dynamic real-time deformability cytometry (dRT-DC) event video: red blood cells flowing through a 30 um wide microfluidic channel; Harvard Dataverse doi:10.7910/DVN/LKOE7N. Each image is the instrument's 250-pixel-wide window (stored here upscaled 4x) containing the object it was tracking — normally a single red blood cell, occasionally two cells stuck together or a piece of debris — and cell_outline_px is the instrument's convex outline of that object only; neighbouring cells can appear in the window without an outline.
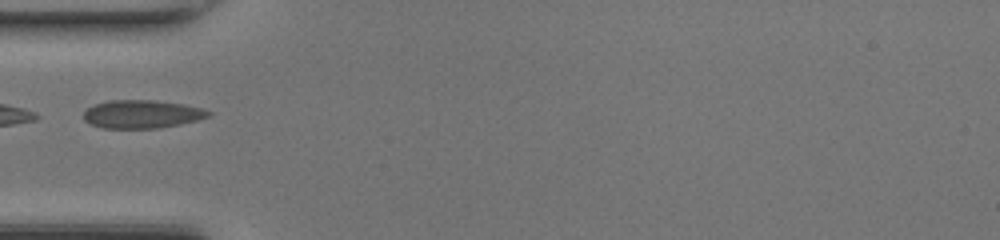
{"species": "common noctule bat (a hibernating species)", "species_latin": "Nyctalus noctula", "temperature_condition": "room temperature", "stored_images_in_passage": 32, "camera_frame_rate_fps": 3000, "um_per_image_px": 0.085, "animal": {"sex": "female", "body_mass_g": 17.0, "forearm_length_mm": 48.0}, "frame": {"image": 1, "passage_image": 1, "time_ms": 0.0, "image_size_px": [1000, 240], "cell_outline_px": [[212, 112], [208, 116], [196, 120], [180, 124], [160, 128], [104, 128], [92, 124], [84, 120], [84, 112], [88, 108], [96, 104], [108, 100], [156, 100], [184, 104], [200, 108]], "centroid_in_image_um": [12.06, 9.7], "position_along_channel_um": 72.9, "area_um2": 20.35}}